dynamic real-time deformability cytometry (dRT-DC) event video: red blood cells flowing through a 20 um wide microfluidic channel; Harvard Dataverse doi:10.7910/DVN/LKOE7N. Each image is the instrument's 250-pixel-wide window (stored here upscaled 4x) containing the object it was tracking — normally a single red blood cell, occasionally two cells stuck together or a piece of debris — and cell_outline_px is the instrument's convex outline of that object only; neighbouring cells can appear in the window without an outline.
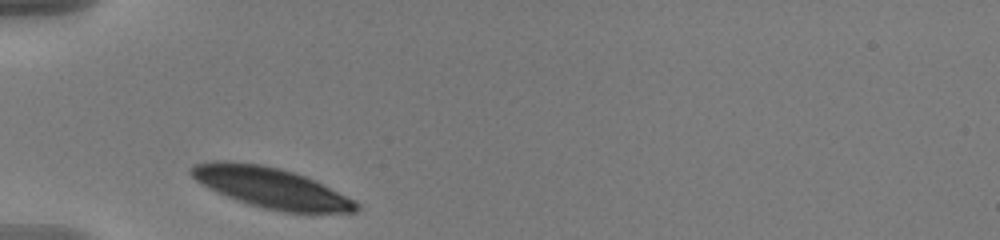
{"species": "human", "species_latin": "Homo sapiens", "temperature_condition": "warm", "stored_images_in_passage": 31, "camera_frame_rate_fps": 3000, "um_per_image_px": 0.085, "donor": {"sex": "male"}, "frame": {"image": 1, "passage_image": 1, "time_ms": 0.0, "image_size_px": [1000, 240], "cell_outline_px": [[360, 208], [356, 212], [280, 212], [264, 208], [236, 200], [196, 180], [188, 172], [188, 168], [196, 164], [212, 160], [224, 160], [260, 164], [280, 168], [304, 176], [360, 204]], "centroid_in_image_um": [22.98, 15.94], "position_along_channel_um": 62.0, "area_um2": 38.09}}
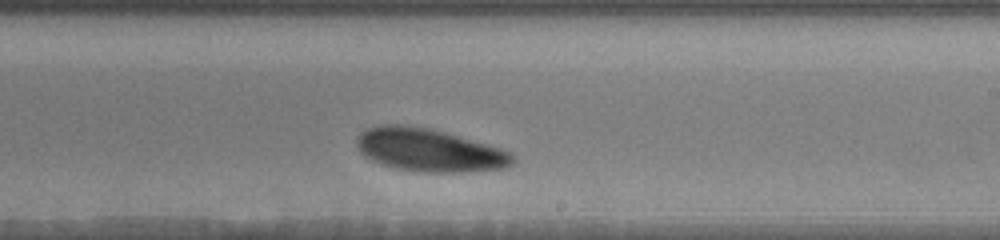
{"frame": {"image": 2, "passage_image": 18, "time_ms": 5.667, "image_size_px": [1000, 240], "cell_outline_px": [[516, 160], [512, 164], [504, 168], [468, 172], [416, 172], [396, 168], [380, 164], [364, 156], [360, 152], [356, 144], [356, 140], [360, 132], [368, 128], [380, 124], [408, 124], [428, 128], [444, 132], [500, 148], [516, 156]], "centroid_in_image_um": [36.45, 12.76], "position_along_channel_um": 252.5, "area_um2": 39.19}}
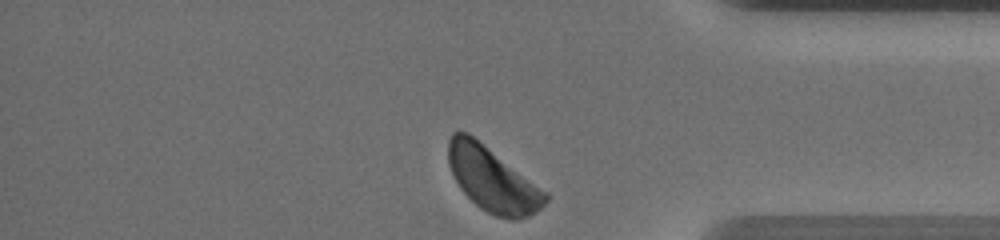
{"frame": {"image": 3, "passage_image": 31, "time_ms": 10.0, "image_size_px": [1000, 240], "cell_outline_px": [[548, 200], [536, 212], [528, 216], [516, 220], [512, 220], [496, 216], [480, 208], [460, 188], [448, 164], [448, 140], [452, 132], [468, 132], [548, 192]], "centroid_in_image_um": [41.87, 15.25], "position_along_channel_um": 393.3, "area_um2": 36.24}, "authors_computed_cell_mechanics": {"area_um2": 39.1306, "velocity_mm_per_s": 3.525, "shape_relaxation_time_tau1_ms": 1.3114, "shape_relaxation_time_tau2_ms": null, "deformation_change_tau1": 0.0813, "deformation_change_tau2": null}}